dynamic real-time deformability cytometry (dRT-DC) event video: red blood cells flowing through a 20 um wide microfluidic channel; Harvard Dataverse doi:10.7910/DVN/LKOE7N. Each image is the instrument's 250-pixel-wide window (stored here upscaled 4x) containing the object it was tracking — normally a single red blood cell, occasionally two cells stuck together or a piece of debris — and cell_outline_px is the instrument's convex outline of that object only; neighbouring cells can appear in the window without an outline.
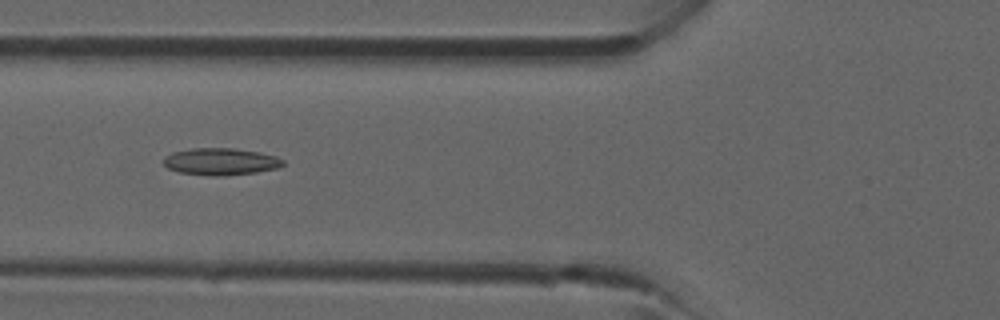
{"species": "common noctule bat (a hibernating species)", "species_latin": "Nyctalus noctula", "temperature_condition": "room temperature", "stored_images_in_passage": 3, "camera_frame_rate_fps": 3000, "um_per_image_px": 0.085, "animal": {"sex": "male", "forearm_length_mm": 52.5}, "frame": {"image": 1, "passage_image": 3, "time_ms": 3.0, "image_size_px": [1000, 320], "cell_outline_px": [[284, 164], [276, 168], [256, 172], [224, 176], [216, 176], [180, 172], [168, 168], [164, 164], [164, 156], [172, 152], [192, 148], [236, 148], [260, 152], [276, 156], [284, 160]], "centroid_in_image_um": [18.77, 13.72], "position_along_channel_um": 107.0, "area_um2": 18.79}}